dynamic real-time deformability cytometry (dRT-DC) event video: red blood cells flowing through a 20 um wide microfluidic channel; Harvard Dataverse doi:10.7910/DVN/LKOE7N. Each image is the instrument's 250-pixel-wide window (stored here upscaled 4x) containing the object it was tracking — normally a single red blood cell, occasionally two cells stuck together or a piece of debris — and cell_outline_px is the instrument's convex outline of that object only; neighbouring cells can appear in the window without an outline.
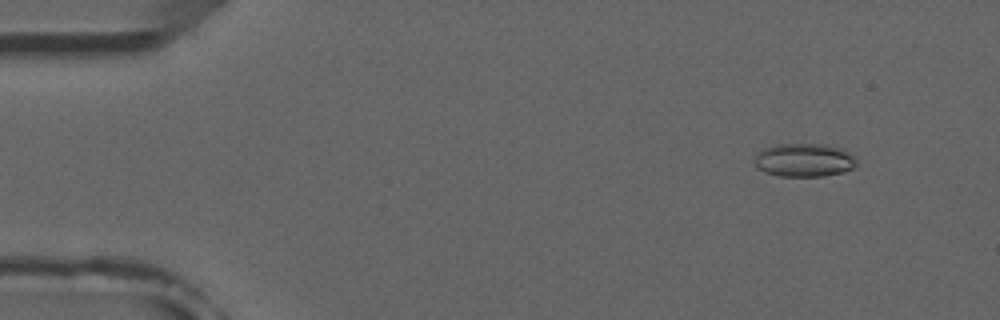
{"species": "common noctule bat (a hibernating species)", "species_latin": "Nyctalus noctula", "temperature_condition": "room temperature", "stored_images_in_passage": 5, "camera_frame_rate_fps": 3000, "um_per_image_px": 0.085, "animal": {"sex": "male", "forearm_length_mm": 52.5}, "frame": {"image": 1, "passage_image": 2, "time_ms": 1.333, "image_size_px": [1000, 320], "cell_outline_px": [[856, 164], [852, 168], [844, 172], [824, 176], [780, 176], [764, 172], [756, 168], [756, 156], [764, 148], [776, 144], [824, 144], [844, 148], [856, 160]], "centroid_in_image_um": [68.37, 13.61], "position_along_channel_um": 16.6, "area_um2": 19.83}}